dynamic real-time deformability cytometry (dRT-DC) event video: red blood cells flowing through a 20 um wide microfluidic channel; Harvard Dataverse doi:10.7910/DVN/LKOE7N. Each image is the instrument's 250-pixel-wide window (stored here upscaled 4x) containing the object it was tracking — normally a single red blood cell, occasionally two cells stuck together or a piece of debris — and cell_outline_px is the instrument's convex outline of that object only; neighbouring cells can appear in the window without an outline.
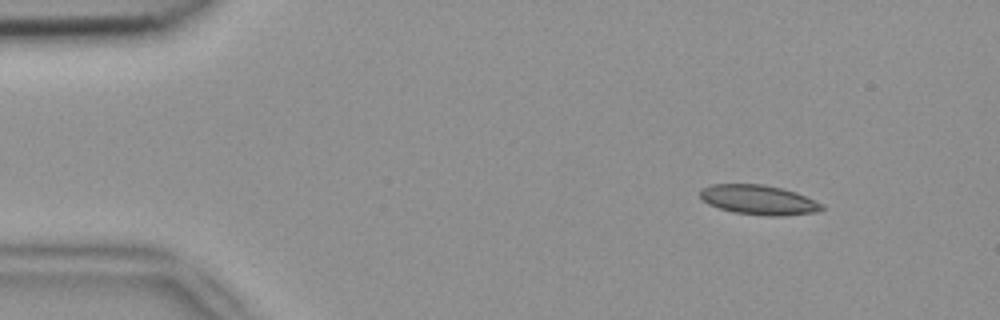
{"species": "common noctule bat (a hibernating species)", "species_latin": "Nyctalus noctula", "temperature_condition": "room temperature", "stored_images_in_passage": 3, "camera_frame_rate_fps": 3000, "um_per_image_px": 0.085, "animal": {"sex": "female", "body_mass_g": 18.4}, "frame": {"image": 1, "passage_image": 2, "time_ms": 0.333, "image_size_px": [1000, 320], "cell_outline_px": [[824, 208], [816, 212], [780, 216], [768, 216], [732, 212], [708, 204], [700, 196], [700, 188], [712, 184], [764, 184], [784, 188], [796, 192], [824, 204]], "centroid_in_image_um": [64.49, 16.98], "position_along_channel_um": 20.5, "area_um2": 21.15}}